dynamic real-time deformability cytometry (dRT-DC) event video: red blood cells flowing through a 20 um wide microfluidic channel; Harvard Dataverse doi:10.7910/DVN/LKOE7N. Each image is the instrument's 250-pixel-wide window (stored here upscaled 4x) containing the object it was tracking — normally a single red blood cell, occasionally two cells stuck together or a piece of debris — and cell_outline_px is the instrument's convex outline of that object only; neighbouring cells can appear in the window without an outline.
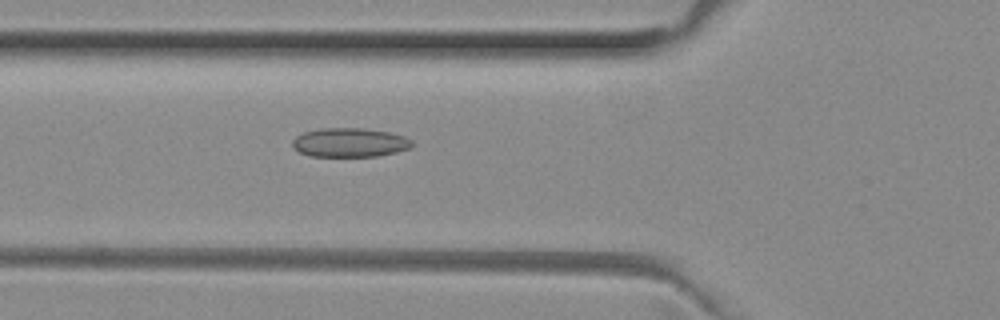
{"species": "common noctule bat (a hibernating species)", "species_latin": "Nyctalus noctula", "temperature_condition": "room temperature", "stored_images_in_passage": 51, "camera_frame_rate_fps": 3000, "um_per_image_px": 0.085, "animal": {"sex": "female", "body_mass_g": 29.2, "forearm_length_mm": 56.3}, "frame": {"image": 1, "passage_image": 18, "time_ms": 5.667, "image_size_px": [1000, 320], "cell_outline_px": [[412, 148], [396, 152], [376, 156], [308, 156], [300, 152], [292, 144], [292, 140], [296, 136], [304, 132], [320, 128], [364, 128], [388, 132], [404, 136], [412, 140]], "centroid_in_image_um": [29.73, 12.11], "position_along_channel_um": 96.1, "area_um2": 20.23}}
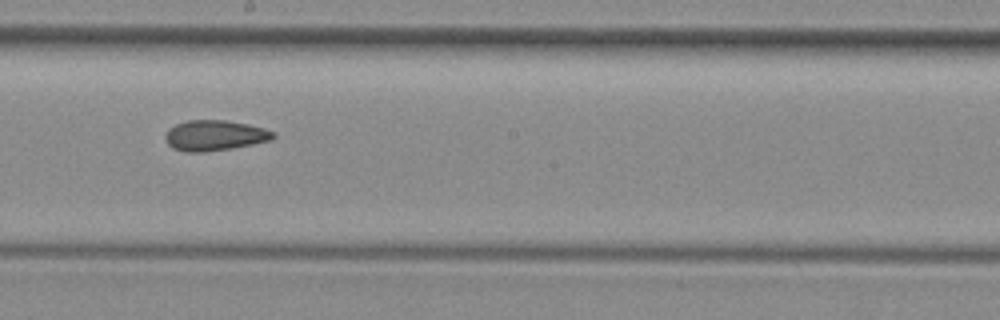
{"frame": {"image": 2, "passage_image": 28, "time_ms": 9.0, "image_size_px": [1000, 320], "cell_outline_px": [[276, 136], [272, 140], [232, 148], [204, 152], [184, 152], [172, 148], [168, 144], [164, 136], [168, 128], [176, 124], [188, 120], [224, 120], [248, 124], [264, 128], [276, 132]], "centroid_in_image_um": [18.25, 11.51], "position_along_channel_um": 230.0, "area_um2": 19.31}}
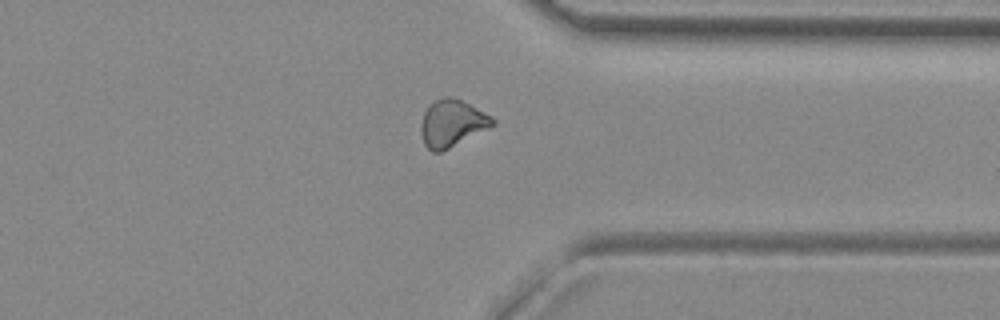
{"frame": {"image": 3, "passage_image": 39, "time_ms": 12.667, "image_size_px": [1000, 320], "cell_outline_px": [[496, 124], [440, 152], [432, 152], [424, 144], [420, 132], [420, 124], [424, 112], [436, 100], [444, 96], [448, 96], [460, 100], [492, 116], [496, 120]], "centroid_in_image_um": [38.4, 10.48], "position_along_channel_um": 373.0, "area_um2": 19.25}, "authors_computed_cell_mechanics": {"area_um2": 19.363, "velocity_mm_per_s": 4.0008, "shape_relaxation_time_tau1_ms": null, "shape_relaxation_time_tau2_ms": 3.8268, "deformation_change_tau1": null, "deformation_change_tau2": 0.0991}}